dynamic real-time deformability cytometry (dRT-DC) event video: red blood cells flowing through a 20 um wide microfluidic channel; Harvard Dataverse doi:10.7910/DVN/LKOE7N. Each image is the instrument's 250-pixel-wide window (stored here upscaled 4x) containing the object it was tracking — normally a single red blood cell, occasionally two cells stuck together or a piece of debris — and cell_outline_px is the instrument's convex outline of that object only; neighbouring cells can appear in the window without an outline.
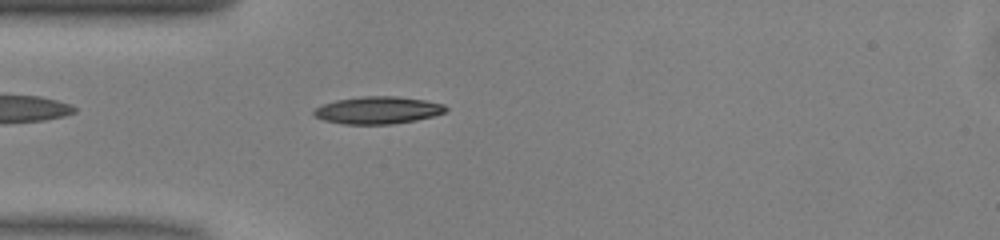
{"species": "common noctule bat (a hibernating species)", "species_latin": "Nyctalus noctula", "temperature_condition": "warm", "stored_images_in_passage": 33, "camera_frame_rate_fps": 3000, "um_per_image_px": 0.085, "animal": {"sex": "male", "body_mass_g": 13.0, "forearm_length_mm": 53.1}, "frame": {"image": 1, "passage_image": 1, "time_ms": 0.0, "image_size_px": [1000, 240], "cell_outline_px": [[448, 108], [444, 112], [432, 116], [416, 120], [392, 124], [344, 124], [324, 120], [316, 116], [312, 112], [316, 108], [324, 104], [336, 100], [360, 96], [396, 96], [424, 100], [444, 104]], "centroid_in_image_um": [32.12, 9.36], "position_along_channel_um": 52.9, "area_um2": 20.87}}
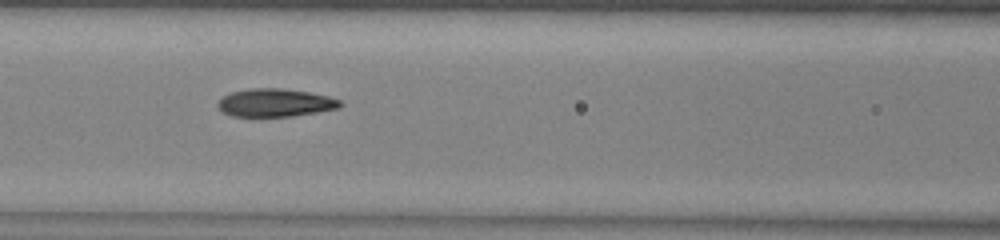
{"frame": {"image": 2, "passage_image": 8, "time_ms": 2.333, "image_size_px": [1000, 240], "cell_outline_px": [[344, 104], [340, 108], [292, 116], [232, 116], [224, 112], [216, 104], [224, 96], [232, 92], [252, 88], [280, 88], [308, 92], [328, 96], [340, 100]], "centroid_in_image_um": [23.43, 8.73], "position_along_channel_um": 143.2, "area_um2": 19.77}}
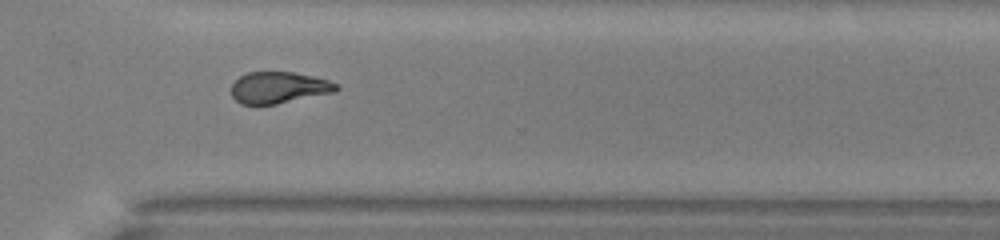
{"frame": {"image": 3, "passage_image": 23, "time_ms": 7.333, "image_size_px": [1000, 240], "cell_outline_px": [[340, 88], [336, 92], [276, 104], [240, 104], [232, 96], [232, 84], [240, 76], [248, 72], [292, 72], [312, 76], [328, 80], [340, 84]], "centroid_in_image_um": [23.74, 7.44], "position_along_channel_um": 346.9, "area_um2": 19.31}, "authors_computed_cell_mechanics": {"area_um2": 19.941, "velocity_mm_per_s": 4.0774, "shape_relaxation_time_tau1_ms": 5.2166, "shape_relaxation_time_tau2_ms": 2.1119, "deformation_change_tau1": 0.1803, "deformation_change_tau2": 0.0918}}